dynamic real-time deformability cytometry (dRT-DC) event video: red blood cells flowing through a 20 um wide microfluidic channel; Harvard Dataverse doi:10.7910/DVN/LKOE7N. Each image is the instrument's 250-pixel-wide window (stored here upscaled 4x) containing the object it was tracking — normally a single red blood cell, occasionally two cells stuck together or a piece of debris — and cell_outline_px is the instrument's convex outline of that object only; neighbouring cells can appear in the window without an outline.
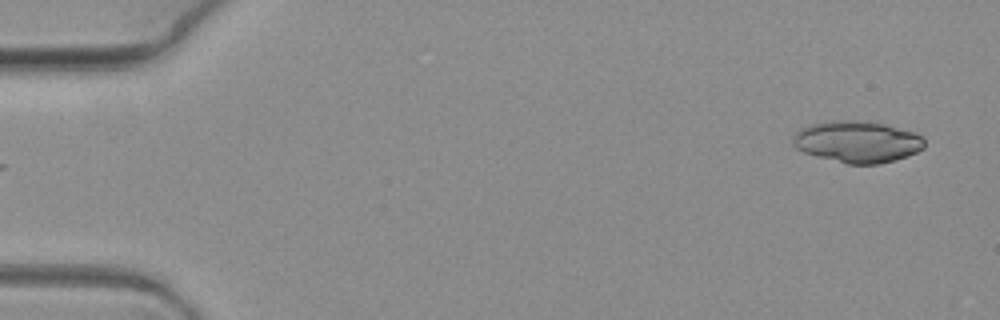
{"species": "common noctule bat (a hibernating species)", "species_latin": "Nyctalus noctula", "temperature_condition": "warm", "stored_images_in_passage": 6, "camera_frame_rate_fps": 3000, "um_per_image_px": 0.085, "animal": {"sex": "female", "body_mass_g": 19.3, "forearm_length_mm": 54.1}, "frame": {"image": 1, "passage_image": 6, "time_ms": 1.667, "image_size_px": [1000, 320], "cell_outline_px": [[924, 148], [916, 152], [880, 164], [848, 164], [816, 156], [804, 152], [796, 148], [792, 144], [792, 136], [800, 128], [812, 124], [832, 120], [872, 120], [916, 132], [924, 136]], "centroid_in_image_um": [72.87, 12.02], "position_along_channel_um": 12.1, "area_um2": 32.25}}